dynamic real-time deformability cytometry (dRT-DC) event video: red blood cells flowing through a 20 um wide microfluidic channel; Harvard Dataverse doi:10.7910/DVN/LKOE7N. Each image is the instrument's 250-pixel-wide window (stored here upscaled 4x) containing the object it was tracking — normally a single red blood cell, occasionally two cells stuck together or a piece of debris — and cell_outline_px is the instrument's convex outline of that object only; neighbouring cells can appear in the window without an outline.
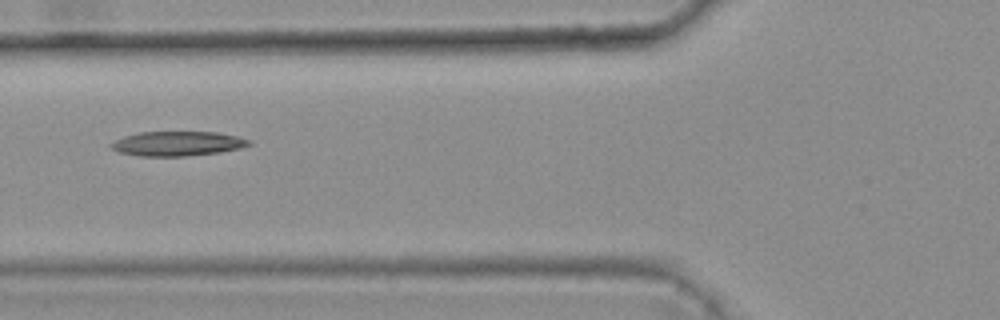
{"species": "common noctule bat (a hibernating species)", "species_latin": "Nyctalus noctula", "temperature_condition": "warm", "stored_images_in_passage": 6, "camera_frame_rate_fps": 3000, "um_per_image_px": 0.085, "animal": {"sex": "female", "body_mass_g": 25.1}, "frame": {"image": 1, "passage_image": 3, "time_ms": 0.667, "image_size_px": [1000, 320], "cell_outline_px": [[252, 144], [240, 148], [220, 152], [184, 156], [140, 156], [120, 152], [112, 148], [108, 144], [124, 136], [140, 132], [216, 132], [236, 136], [252, 140]], "centroid_in_image_um": [15.1, 12.2], "position_along_channel_um": 110.7, "area_um2": 19.65}}
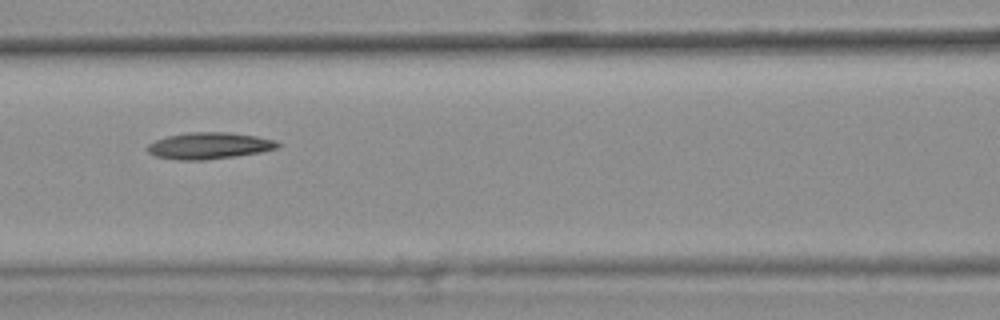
{"frame": {"image": 2, "passage_image": 4, "time_ms": 1.0, "image_size_px": [1000, 320], "cell_outline_px": [[280, 148], [260, 152], [236, 156], [204, 160], [176, 160], [156, 156], [148, 152], [144, 148], [148, 144], [156, 140], [168, 136], [188, 132], [228, 132], [256, 136], [276, 140], [280, 144]], "centroid_in_image_um": [17.78, 12.39], "position_along_channel_um": 148.8, "area_um2": 20.29}}